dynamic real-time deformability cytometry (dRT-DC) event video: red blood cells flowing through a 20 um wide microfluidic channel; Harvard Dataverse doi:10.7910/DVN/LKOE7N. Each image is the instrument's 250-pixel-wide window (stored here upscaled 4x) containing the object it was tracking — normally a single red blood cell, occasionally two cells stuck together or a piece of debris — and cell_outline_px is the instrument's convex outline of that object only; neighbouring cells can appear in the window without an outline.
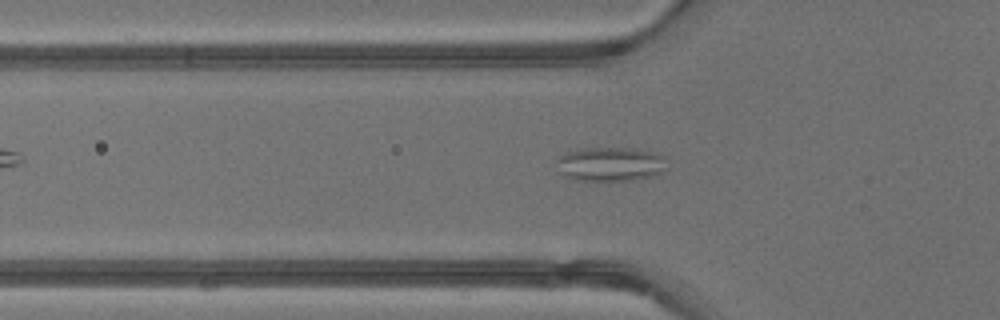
{"species": "common noctule bat (a hibernating species)", "species_latin": "Nyctalus noctula", "temperature_condition": "warm", "stored_images_in_passage": 36, "camera_frame_rate_fps": 3000, "um_per_image_px": 0.085, "animal": {"sex": "male", "body_mass_g": 13.3}, "frame": {"image": 1, "passage_image": 8, "time_ms": 2.333, "image_size_px": [1000, 320], "cell_outline_px": [[668, 168], [664, 172], [656, 176], [632, 180], [596, 184], [576, 180], [564, 176], [556, 160], [560, 156], [568, 152], [580, 148], [628, 148], [656, 152], [664, 156]], "centroid_in_image_um": [51.94, 14.0], "position_along_channel_um": 73.9, "area_um2": 22.89}}
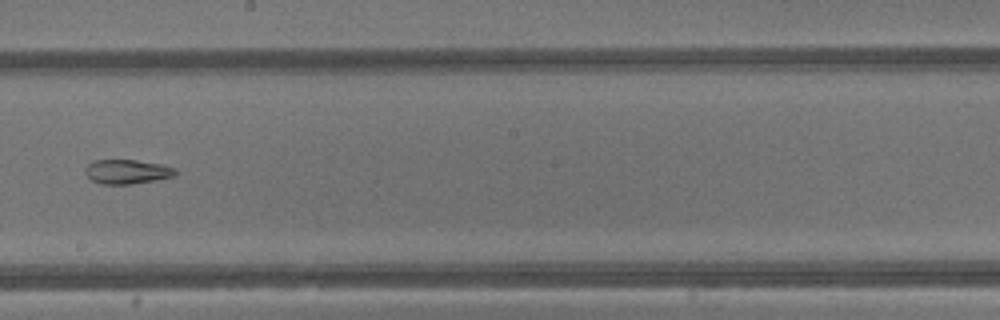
{"frame": {"image": 2, "passage_image": 18, "time_ms": 5.667, "image_size_px": [1000, 320], "cell_outline_px": [[176, 172], [172, 176], [156, 180], [132, 184], [100, 184], [92, 180], [84, 172], [84, 168], [88, 164], [96, 160], [136, 160], [160, 164], [176, 168]], "centroid_in_image_um": [10.77, 14.59], "position_along_channel_um": 237.4, "area_um2": 12.72}}
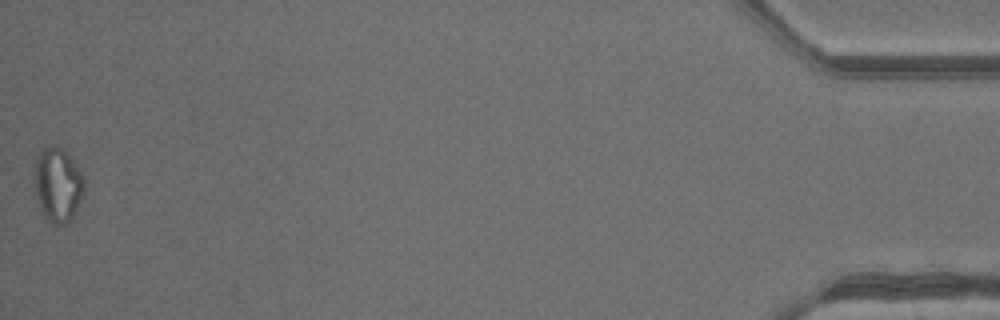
{"frame": {"image": 3, "passage_image": 36, "time_ms": 11.667, "image_size_px": [1000, 320], "cell_outline_px": [[84, 192], [76, 212], [72, 220], [68, 224], [52, 224], [44, 216], [40, 208], [32, 184], [32, 164], [36, 156], [48, 144], [56, 144], [68, 152], [80, 172], [84, 180]], "centroid_in_image_um": [4.86, 15.67], "position_along_channel_um": 430.3, "area_um2": 22.48}, "authors_computed_cell_mechanics": {"area_um2": 17.6001, "velocity_mm_per_s": 4.8815, "shape_relaxation_time_tau1_ms": null, "shape_relaxation_time_tau2_ms": 3.1012, "deformation_change_tau1": null, "deformation_change_tau2": 0.1139}}